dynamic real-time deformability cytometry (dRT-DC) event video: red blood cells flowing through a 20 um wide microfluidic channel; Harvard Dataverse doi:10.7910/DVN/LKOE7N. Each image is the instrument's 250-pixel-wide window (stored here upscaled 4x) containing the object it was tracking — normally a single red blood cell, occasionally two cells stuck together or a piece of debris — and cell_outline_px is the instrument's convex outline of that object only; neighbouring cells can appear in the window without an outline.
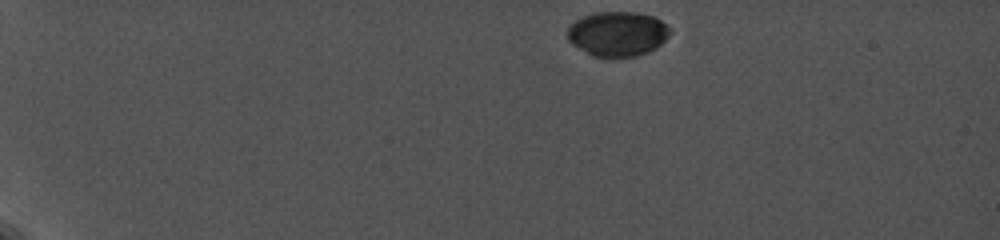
{"species": "common noctule bat (a hibernating species)", "species_latin": "Nyctalus noctula", "temperature_condition": "cold", "stored_images_in_passage": 6, "camera_frame_rate_fps": 5000, "um_per_image_px": 0.085, "animal": {"sex": "female", "body_mass_g": 19.0, "forearm_length_mm": 56.7}, "frame": {"image": 1, "passage_image": 1, "time_ms": 0.0, "image_size_px": [1000, 240], "cell_outline_px": [[672, 32], [656, 48], [648, 52], [636, 56], [592, 56], [572, 44], [568, 40], [568, 28], [576, 20], [584, 16], [596, 12], [640, 12], [652, 16], [668, 24], [672, 28]], "centroid_in_image_um": [52.53, 2.86], "position_along_channel_um": 32.5, "area_um2": 26.7}}